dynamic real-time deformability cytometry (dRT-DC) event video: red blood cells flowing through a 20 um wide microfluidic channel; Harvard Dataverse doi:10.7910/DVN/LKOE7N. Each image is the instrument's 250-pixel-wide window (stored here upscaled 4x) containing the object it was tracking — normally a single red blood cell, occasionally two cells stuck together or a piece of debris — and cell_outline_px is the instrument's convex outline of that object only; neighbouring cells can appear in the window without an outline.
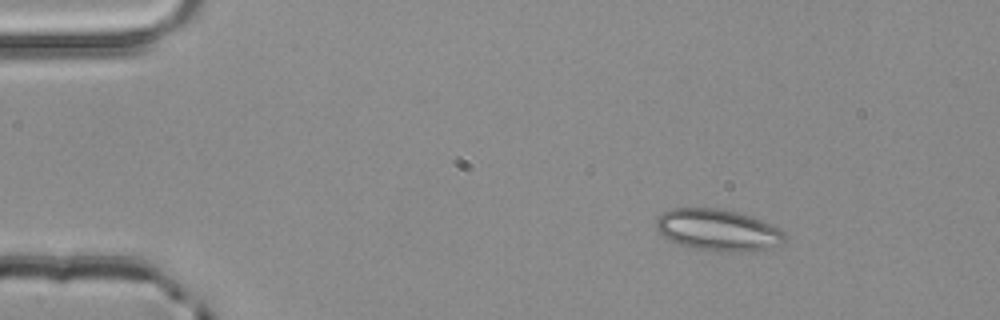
{"species": "common noctule bat (a hibernating species)", "species_latin": "Nyctalus noctula", "temperature_condition": "room temperature", "stored_images_in_passage": 3, "camera_frame_rate_fps": 3000, "um_per_image_px": 0.085, "animal": {"sex": "male", "body_mass_g": 20.4}, "frame": {"image": 1, "passage_image": 1, "time_ms": 0.0, "image_size_px": [1000, 320], "cell_outline_px": [[784, 244], [764, 252], [712, 252], [692, 248], [668, 240], [656, 228], [656, 220], [664, 212], [672, 208], [720, 208], [740, 212], [752, 216], [780, 228], [784, 232]], "centroid_in_image_um": [61.1, 19.58], "position_along_channel_um": 23.9, "area_um2": 32.02}}